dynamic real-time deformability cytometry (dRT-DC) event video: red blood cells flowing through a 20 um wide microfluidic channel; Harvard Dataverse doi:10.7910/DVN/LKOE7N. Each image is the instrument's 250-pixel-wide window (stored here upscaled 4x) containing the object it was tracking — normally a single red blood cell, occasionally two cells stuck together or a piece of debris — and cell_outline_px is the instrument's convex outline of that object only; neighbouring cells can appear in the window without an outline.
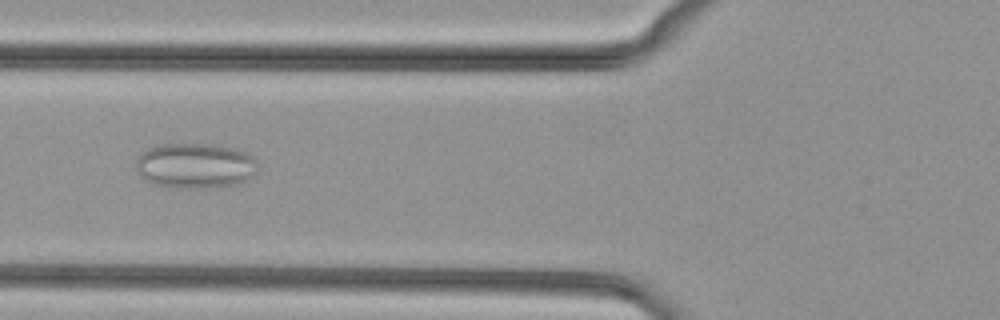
{"species": "common noctule bat (a hibernating species)", "species_latin": "Nyctalus noctula", "temperature_condition": "cold", "stored_images_in_passage": 29, "camera_frame_rate_fps": 3000, "um_per_image_px": 0.085, "animal": {"sex": "female", "body_mass_g": 29.2, "forearm_length_mm": 56.3}, "frame": {"image": 1, "passage_image": 8, "time_ms": 2.333, "image_size_px": [1000, 320], "cell_outline_px": [[256, 172], [248, 180], [240, 184], [200, 188], [188, 188], [152, 184], [136, 172], [136, 160], [148, 148], [160, 144], [208, 144], [236, 148], [248, 152], [256, 160]], "centroid_in_image_um": [16.62, 14.08], "position_along_channel_um": 109.2, "area_um2": 32.19}}
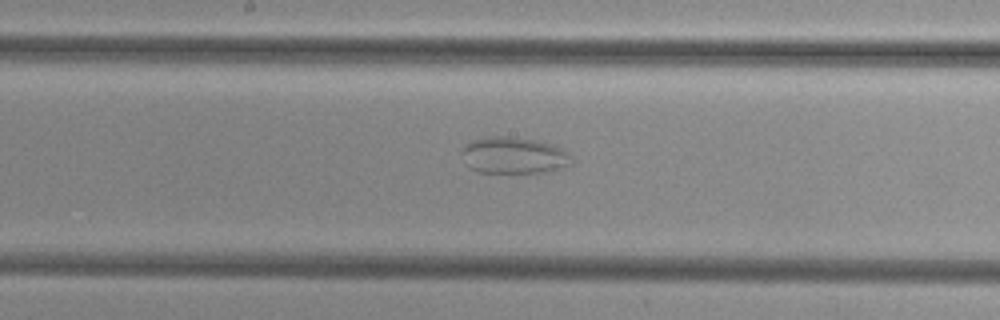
{"frame": {"image": 2, "passage_image": 15, "time_ms": 4.667, "image_size_px": [1000, 320], "cell_outline_px": [[572, 164], [548, 172], [480, 172], [468, 168], [464, 164], [464, 144], [472, 140], [488, 136], [508, 136], [532, 140], [552, 144], [564, 148], [572, 156]], "centroid_in_image_um": [43.69, 13.21], "position_along_channel_um": 204.5, "area_um2": 23.47}}
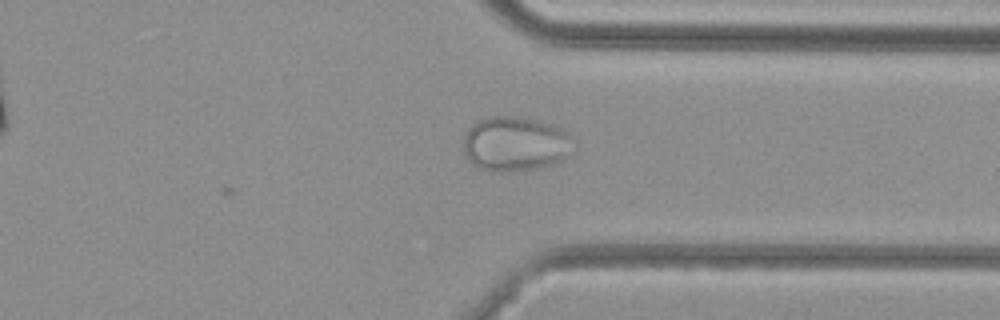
{"frame": {"image": 3, "passage_image": 27, "time_ms": 8.667, "image_size_px": [1000, 320], "cell_outline_px": [[576, 140], [564, 160], [556, 164], [540, 168], [504, 172], [488, 172], [472, 164], [468, 160], [464, 152], [464, 136], [468, 128], [472, 124], [484, 116], [512, 116], [536, 120], [552, 124], [560, 128], [572, 136]], "centroid_in_image_um": [43.79, 12.24], "position_along_channel_um": 367.6, "area_um2": 35.66}}